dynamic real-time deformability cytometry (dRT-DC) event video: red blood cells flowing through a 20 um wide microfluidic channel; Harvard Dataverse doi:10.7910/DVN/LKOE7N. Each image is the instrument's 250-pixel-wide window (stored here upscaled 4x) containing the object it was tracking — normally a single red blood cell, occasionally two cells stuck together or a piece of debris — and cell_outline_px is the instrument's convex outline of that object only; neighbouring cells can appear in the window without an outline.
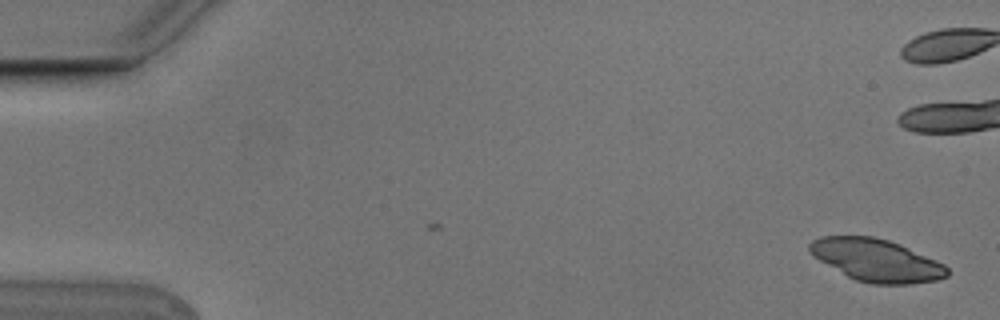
{"species": "Egyptian fruit bat (a non-hibernating species)", "species_latin": "Rousettus aegyptiacus", "temperature_condition": "cold", "stored_images_in_passage": 2, "camera_frame_rate_fps": 3000, "um_per_image_px": 0.085, "animal": {"sex": "male"}, "frame": {"image": 1, "passage_image": 2, "time_ms": 0.333, "image_size_px": [1000, 320], "cell_outline_px": [[948, 276], [936, 280], [912, 284], [872, 284], [856, 280], [848, 276], [812, 256], [808, 252], [808, 244], [812, 240], [820, 236], [872, 236], [888, 240], [900, 244], [936, 260], [944, 264], [948, 268]], "centroid_in_image_um": [74.48, 22.11], "position_along_channel_um": 10.5, "area_um2": 33.99}}